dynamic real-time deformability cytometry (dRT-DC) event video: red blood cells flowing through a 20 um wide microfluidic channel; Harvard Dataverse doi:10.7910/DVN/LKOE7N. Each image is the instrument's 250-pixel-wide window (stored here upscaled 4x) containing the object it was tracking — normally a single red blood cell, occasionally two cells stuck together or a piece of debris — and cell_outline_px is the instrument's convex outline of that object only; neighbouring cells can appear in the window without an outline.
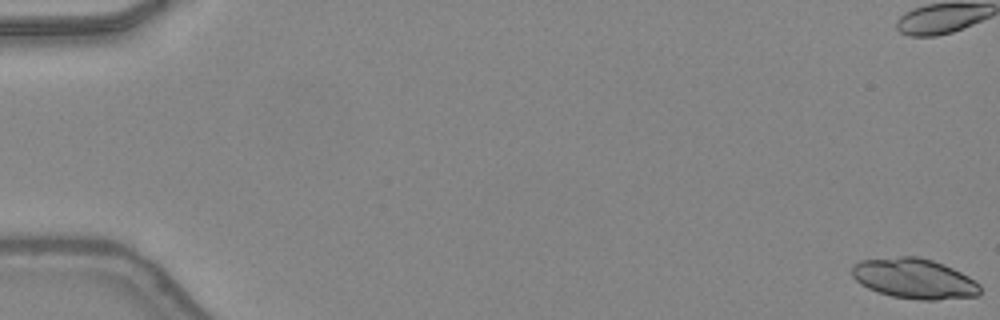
{"species": "common noctule bat (a hibernating species)", "species_latin": "Nyctalus noctula", "temperature_condition": "warm", "stored_images_in_passage": 10, "camera_frame_rate_fps": 3000, "um_per_image_px": 0.085, "animal": {"sex": "female", "body_mass_g": 24.6, "forearm_length_mm": 56.2}, "frame": {"image": 1, "passage_image": 1, "time_ms": 0.0, "image_size_px": [1000, 320], "cell_outline_px": [[980, 296], [936, 300], [920, 300], [892, 296], [876, 292], [860, 284], [852, 276], [852, 264], [860, 260], [900, 256], [916, 256], [932, 260], [944, 264], [976, 280], [980, 284]], "centroid_in_image_um": [77.71, 23.68], "position_along_channel_um": 7.3, "area_um2": 30.29}}